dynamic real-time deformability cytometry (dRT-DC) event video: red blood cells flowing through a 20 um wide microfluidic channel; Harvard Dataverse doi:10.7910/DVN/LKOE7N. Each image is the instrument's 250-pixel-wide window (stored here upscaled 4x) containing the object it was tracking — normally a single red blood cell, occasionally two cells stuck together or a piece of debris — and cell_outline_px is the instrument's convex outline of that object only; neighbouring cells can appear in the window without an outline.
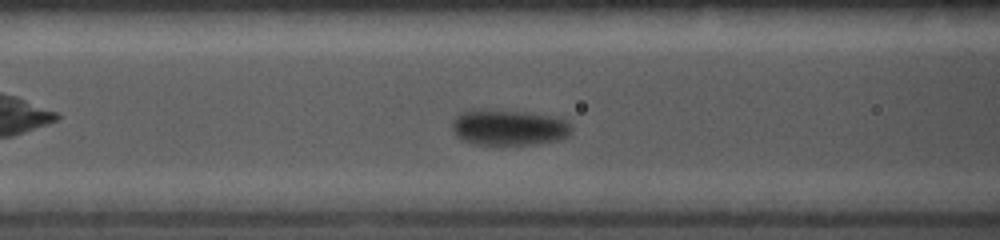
{"species": "common noctule bat (a hibernating species)", "species_latin": "Nyctalus noctula", "temperature_condition": "cold", "stored_images_in_passage": 67, "camera_frame_rate_fps": 5000, "um_per_image_px": 0.085, "animal": {"sex": "female", "body_mass_g": 19.0, "forearm_length_mm": 56.7}, "frame": {"image": 1, "passage_image": 26, "time_ms": 5.0, "image_size_px": [1000, 240], "cell_outline_px": [[572, 132], [568, 136], [556, 140], [532, 144], [472, 144], [460, 140], [456, 136], [452, 128], [452, 120], [460, 112], [468, 108], [484, 108], [528, 112], [556, 116], [568, 120], [572, 124]], "centroid_in_image_um": [43.21, 10.8], "position_along_channel_um": 123.4, "area_um2": 25.66}}
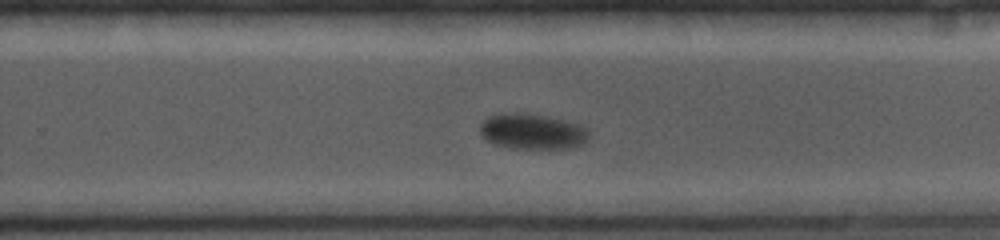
{"frame": {"image": 2, "passage_image": 44, "time_ms": 8.6, "image_size_px": [1000, 240], "cell_outline_px": [[588, 140], [584, 144], [572, 148], [512, 148], [496, 144], [488, 140], [480, 132], [480, 124], [488, 116], [500, 112], [516, 112], [544, 116], [564, 120], [580, 124], [588, 128]], "centroid_in_image_um": [45.27, 11.16], "position_along_channel_um": 284.5, "area_um2": 22.6}}
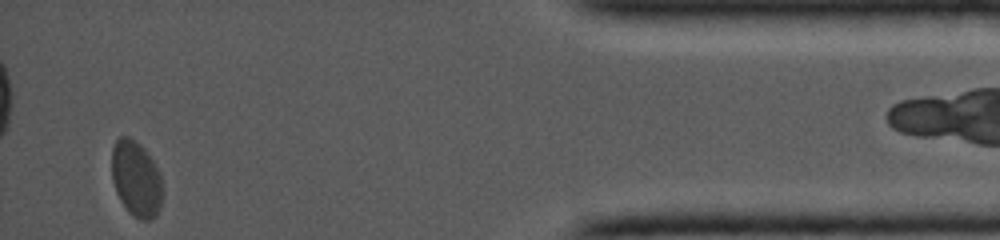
{"frame": {"image": 3, "passage_image": 65, "time_ms": 12.8, "image_size_px": [1000, 240], "cell_outline_px": [[160, 208], [156, 216], [148, 220], [140, 220], [128, 212], [120, 200], [116, 192], [112, 180], [112, 148], [116, 140], [120, 136], [128, 136], [136, 140], [144, 148], [160, 172]], "centroid_in_image_um": [11.54, 15.18], "position_along_channel_um": 423.7, "area_um2": 22.31}}